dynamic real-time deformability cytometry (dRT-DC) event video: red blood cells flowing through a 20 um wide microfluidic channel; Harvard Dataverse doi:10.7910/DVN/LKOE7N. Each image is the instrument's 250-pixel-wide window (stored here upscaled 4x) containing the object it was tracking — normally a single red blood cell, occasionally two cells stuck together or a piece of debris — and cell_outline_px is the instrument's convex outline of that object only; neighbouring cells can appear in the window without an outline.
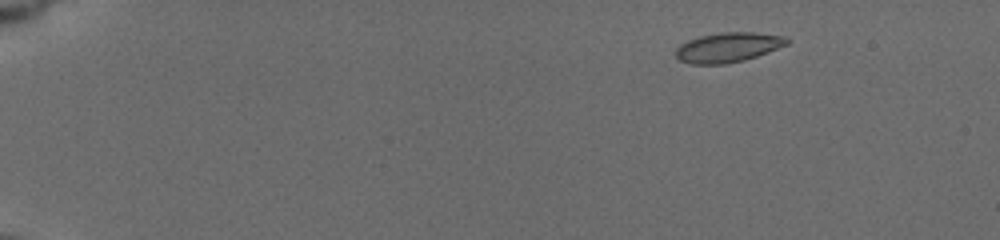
{"species": "common noctule bat (a hibernating species)", "species_latin": "Nyctalus noctula", "temperature_condition": "cold", "stored_images_in_passage": 30, "camera_frame_rate_fps": 3000, "um_per_image_px": 0.085, "animal": {"sex": "female", "body_mass_g": 19.5, "forearm_length_mm": 54.1}, "frame": {"image": 1, "passage_image": 2, "time_ms": 0.667, "image_size_px": [1000, 240], "cell_outline_px": [[792, 40], [788, 44], [768, 52], [744, 60], [724, 64], [692, 64], [680, 60], [676, 56], [676, 48], [680, 44], [688, 40], [700, 36], [720, 32], [756, 32], [788, 36]], "centroid_in_image_um": [61.93, 4.01], "position_along_channel_um": 23.1, "area_um2": 19.42}}
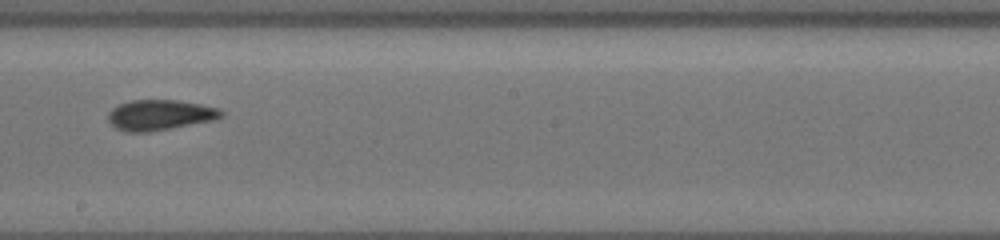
{"frame": {"image": 2, "passage_image": 18, "time_ms": 9.667, "image_size_px": [1000, 240], "cell_outline_px": [[224, 116], [216, 120], [172, 128], [148, 132], [128, 132], [116, 128], [108, 120], [108, 112], [112, 108], [120, 104], [132, 100], [176, 100], [200, 104], [220, 108], [224, 112]], "centroid_in_image_um": [13.63, 9.77], "position_along_channel_um": 234.6, "area_um2": 20.17}}
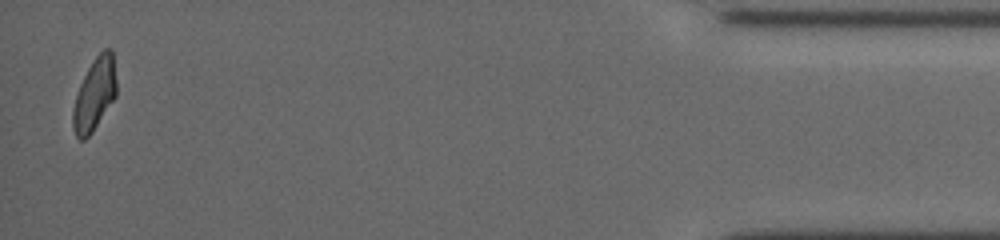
{"frame": {"image": 3, "passage_image": 30, "time_ms": 16.667, "image_size_px": [1000, 240], "cell_outline_px": [[116, 96], [92, 132], [84, 140], [80, 140], [76, 136], [72, 124], [72, 112], [76, 96], [80, 84], [92, 60], [104, 48], [112, 48], [116, 80]], "centroid_in_image_um": [8.04, 8.0], "position_along_channel_um": 427.2, "area_um2": 18.26}, "authors_computed_cell_mechanics": {"area_um2": 19.4786, "velocity_mm_per_s": 3.7399, "shape_relaxation_time_tau1_ms": 7.3629, "shape_relaxation_time_tau2_ms": 2.5936, "deformation_change_tau1": 0.1418, "deformation_change_tau2": 0.08}}